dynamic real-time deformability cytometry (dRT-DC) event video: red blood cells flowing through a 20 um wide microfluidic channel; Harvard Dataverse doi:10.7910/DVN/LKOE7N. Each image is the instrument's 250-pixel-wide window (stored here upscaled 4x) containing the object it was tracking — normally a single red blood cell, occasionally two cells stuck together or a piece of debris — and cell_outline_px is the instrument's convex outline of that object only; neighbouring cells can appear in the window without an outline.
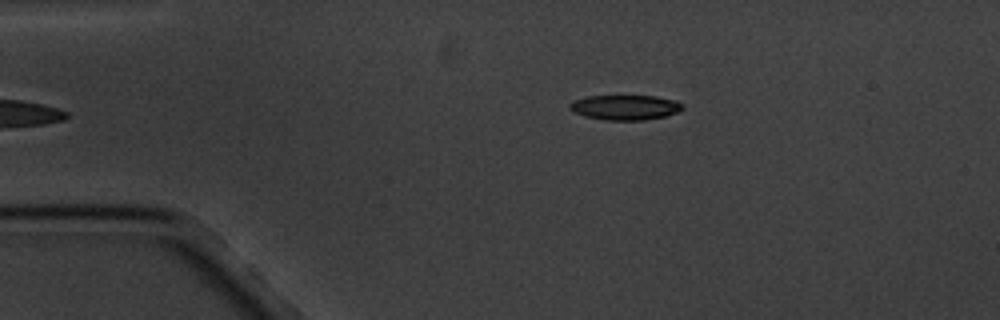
{"species": "common noctule bat (a hibernating species)", "species_latin": "Nyctalus noctula", "temperature_condition": "cold", "stored_images_in_passage": 5, "segment_of_instrument_passage": [2, 2], "camera_frame_rate_fps": 3000, "um_per_image_px": 0.085, "animal": {"sex": "male", "body_mass_g": 20.1, "forearm_length_mm": 53.5}, "frame": {"image": 1, "passage_image": 5, "time_ms": 4.667, "image_size_px": [1000, 320], "cell_outline_px": [[684, 108], [676, 112], [664, 116], [644, 120], [604, 120], [584, 116], [572, 112], [568, 108], [568, 104], [576, 100], [588, 96], [656, 96], [676, 100], [684, 104]], "centroid_in_image_um": [53.13, 9.13], "position_along_channel_um": 31.9, "area_um2": 16.47}}